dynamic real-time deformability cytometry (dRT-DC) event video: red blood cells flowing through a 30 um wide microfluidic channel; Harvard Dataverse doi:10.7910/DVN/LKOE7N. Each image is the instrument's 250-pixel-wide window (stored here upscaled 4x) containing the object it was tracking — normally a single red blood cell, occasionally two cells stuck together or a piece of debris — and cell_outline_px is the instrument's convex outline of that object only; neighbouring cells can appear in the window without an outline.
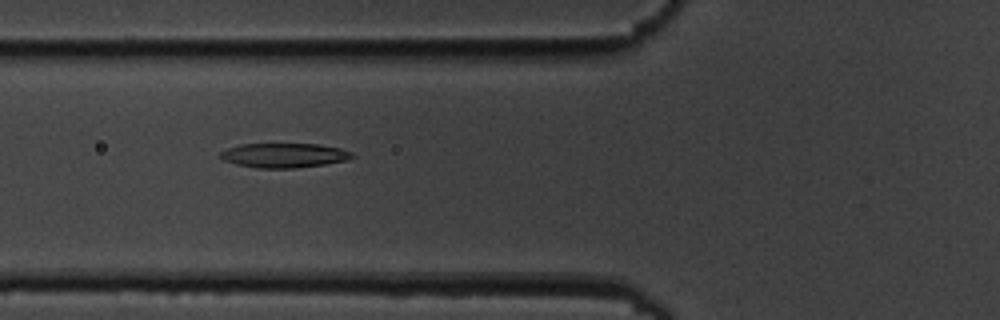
{"species": "common noctule bat (a hibernating species)", "species_latin": "Nyctalus noctula", "temperature_condition": "cold", "stored_images_in_passage": 8, "camera_frame_rate_fps": 3000, "um_per_image_px": 0.085, "animal": {"sex": "male", "body_mass_g": 19.5, "forearm_length_mm": 54.6}, "frame": {"image": 1, "passage_image": 7, "time_ms": 7.0, "image_size_px": [1000, 320], "cell_outline_px": [[356, 156], [348, 160], [324, 164], [296, 168], [256, 168], [236, 164], [224, 160], [220, 156], [220, 152], [228, 148], [240, 144], [320, 144], [340, 148], [352, 152]], "centroid_in_image_um": [24.18, 13.2], "position_along_channel_um": 101.6, "area_um2": 18.84}}
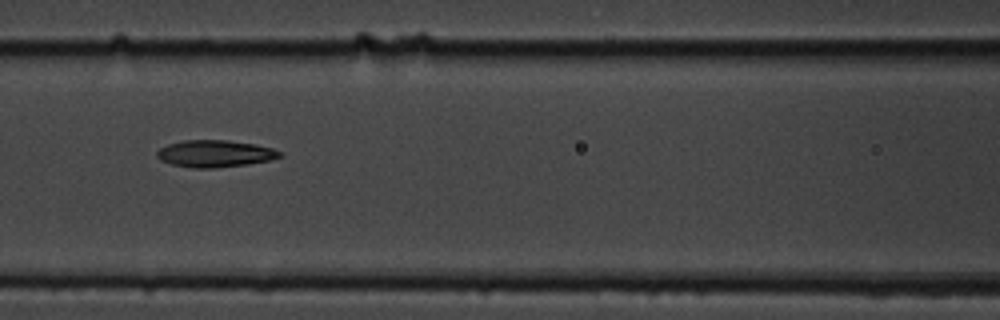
{"frame": {"image": 2, "passage_image": 8, "time_ms": 8.333, "image_size_px": [1000, 320], "cell_outline_px": [[284, 156], [272, 160], [248, 164], [216, 168], [192, 168], [172, 164], [160, 160], [156, 156], [156, 152], [160, 148], [168, 144], [184, 140], [228, 140], [256, 144], [272, 148], [284, 152]], "centroid_in_image_um": [18.32, 13.06], "position_along_channel_um": 148.3, "area_um2": 19.59}}